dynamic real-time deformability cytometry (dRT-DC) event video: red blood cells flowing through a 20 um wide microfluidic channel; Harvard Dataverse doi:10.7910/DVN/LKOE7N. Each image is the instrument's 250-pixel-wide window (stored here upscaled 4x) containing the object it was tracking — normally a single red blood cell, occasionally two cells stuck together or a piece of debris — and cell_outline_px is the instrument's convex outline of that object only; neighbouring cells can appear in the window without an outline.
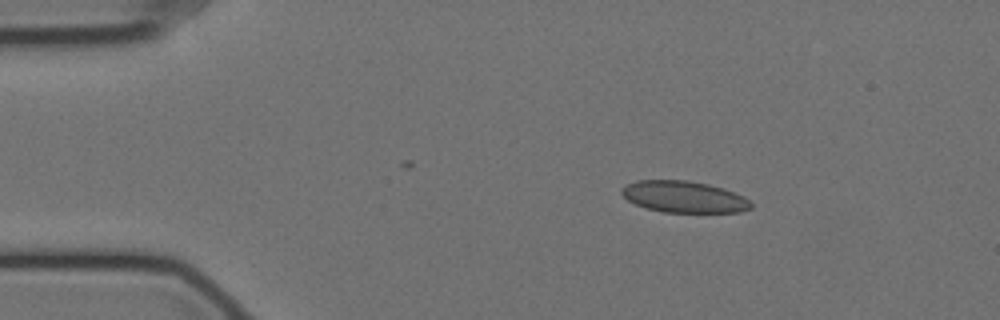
{"species": "Egyptian fruit bat (a non-hibernating species)", "species_latin": "Rousettus aegyptiacus", "temperature_condition": "cold", "stored_images_in_passage": 38, "camera_frame_rate_fps": 3000, "um_per_image_px": 0.085, "animal": {"sex": "female"}, "frame": {"image": 1, "passage_image": 1, "time_ms": 0.0, "image_size_px": [1000, 320], "cell_outline_px": [[752, 208], [740, 212], [664, 212], [644, 208], [628, 200], [620, 192], [620, 188], [624, 184], [636, 180], [688, 180], [708, 184], [724, 188], [744, 196], [752, 204]], "centroid_in_image_um": [58.11, 16.72], "position_along_channel_um": 26.9, "area_um2": 23.99}}
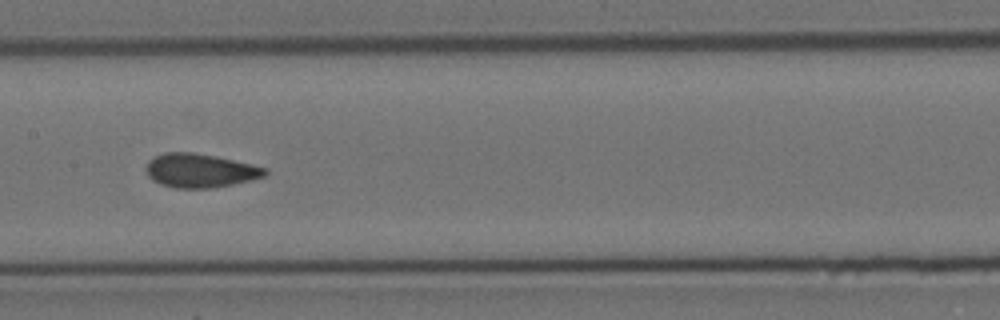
{"frame": {"image": 2, "passage_image": 20, "time_ms": 6.333, "image_size_px": [1000, 320], "cell_outline_px": [[268, 172], [264, 176], [252, 180], [232, 184], [208, 188], [176, 188], [160, 184], [152, 180], [148, 176], [144, 168], [148, 160], [152, 156], [164, 152], [192, 152], [216, 156], [252, 164], [268, 168]], "centroid_in_image_um": [16.97, 14.49], "position_along_channel_um": 190.4, "area_um2": 23.7}}
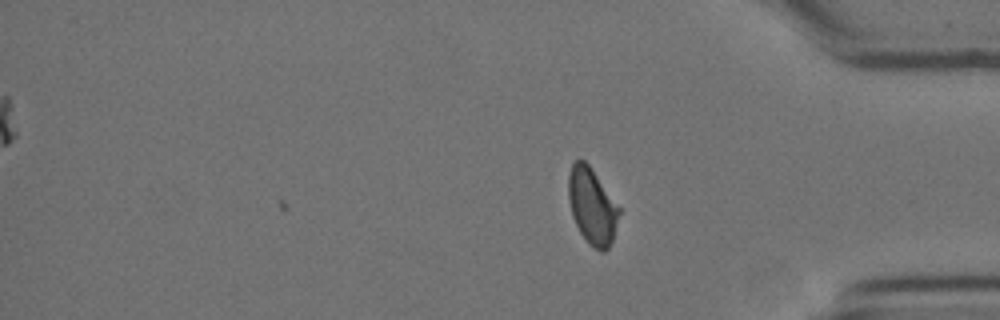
{"frame": {"image": 3, "passage_image": 38, "time_ms": 12.333, "image_size_px": [1000, 320], "cell_outline_px": [[620, 212], [612, 240], [608, 248], [604, 252], [600, 252], [588, 244], [580, 232], [572, 216], [568, 200], [568, 172], [572, 164], [576, 160], [584, 160], [588, 164], [620, 208]], "centroid_in_image_um": [50.3, 17.54], "position_along_channel_um": 384.9, "area_um2": 22.37}, "authors_computed_cell_mechanics": {"area_um2": 23.4957, "velocity_mm_per_s": 3.5012, "shape_relaxation_time_tau1_ms": null, "shape_relaxation_time_tau2_ms": 1.131, "deformation_change_tau1": null, "deformation_change_tau2": 0.0792}}